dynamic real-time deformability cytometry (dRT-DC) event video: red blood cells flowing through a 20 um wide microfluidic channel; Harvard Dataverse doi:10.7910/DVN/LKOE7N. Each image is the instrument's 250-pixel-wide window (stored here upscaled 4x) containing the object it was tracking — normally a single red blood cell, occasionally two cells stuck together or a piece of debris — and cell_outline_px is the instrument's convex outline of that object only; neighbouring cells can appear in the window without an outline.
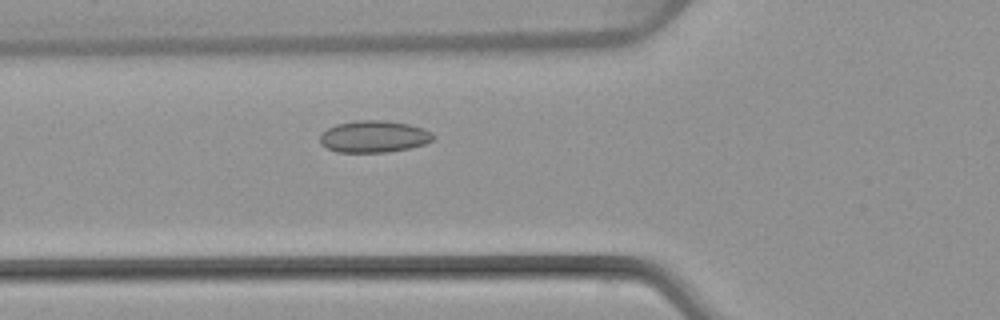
{"species": "common noctule bat (a hibernating species)", "species_latin": "Nyctalus noctula", "temperature_condition": "warm", "stored_images_in_passage": 47, "camera_frame_rate_fps": 3000, "um_per_image_px": 0.085, "animal": {"sex": "female", "body_mass_g": 22.7, "forearm_length_mm": 54.2}, "frame": {"image": 1, "passage_image": 15, "time_ms": 4.667, "image_size_px": [1000, 320], "cell_outline_px": [[436, 136], [432, 140], [424, 144], [408, 148], [388, 152], [336, 152], [320, 144], [320, 136], [328, 128], [336, 124], [356, 120], [384, 120], [408, 124], [424, 128], [432, 132]], "centroid_in_image_um": [31.79, 11.6], "position_along_channel_um": 94.0, "area_um2": 21.04}}
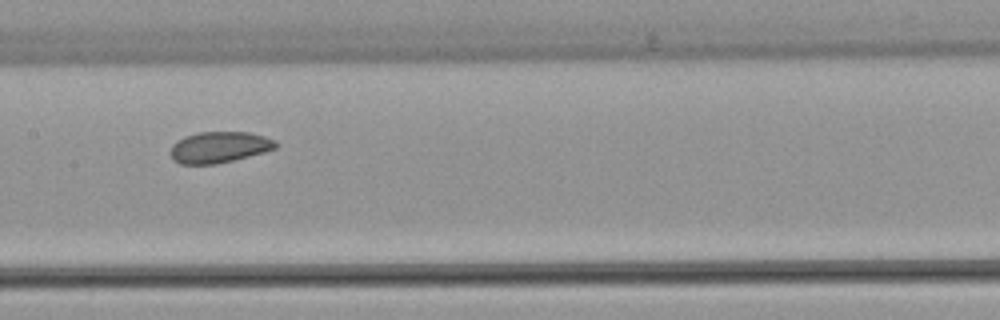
{"frame": {"image": 2, "passage_image": 22, "time_ms": 7.0, "image_size_px": [1000, 320], "cell_outline_px": [[276, 148], [264, 152], [216, 164], [180, 164], [172, 160], [172, 144], [184, 136], [200, 132], [248, 132], [264, 136], [276, 140]], "centroid_in_image_um": [18.63, 12.51], "position_along_channel_um": 188.8, "area_um2": 18.96}}
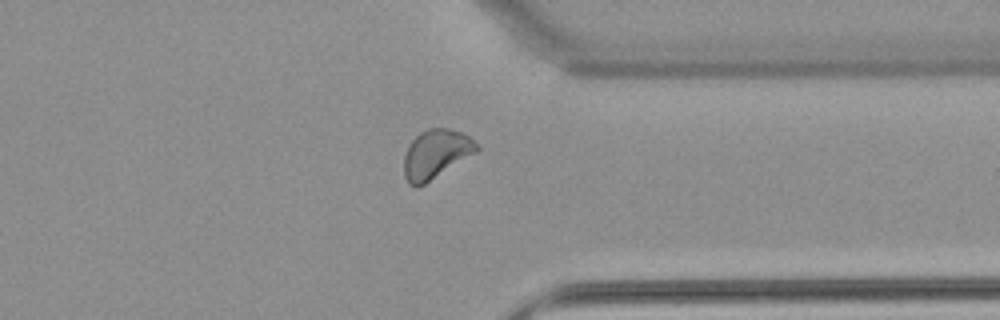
{"frame": {"image": 3, "passage_image": 36, "time_ms": 11.667, "image_size_px": [1000, 320], "cell_outline_px": [[480, 148], [476, 152], [424, 184], [416, 188], [408, 184], [404, 176], [404, 156], [412, 140], [420, 132], [428, 128], [448, 128], [460, 132], [468, 136]], "centroid_in_image_um": [37.02, 13.1], "position_along_channel_um": 374.4, "area_um2": 20.4}, "authors_computed_cell_mechanics": {"area_um2": 20.3456, "velocity_mm_per_s": 4.0428, "shape_relaxation_time_tau1_ms": null, "shape_relaxation_time_tau2_ms": 1.9691, "deformation_change_tau1": null, "deformation_change_tau2": 0.0627}}